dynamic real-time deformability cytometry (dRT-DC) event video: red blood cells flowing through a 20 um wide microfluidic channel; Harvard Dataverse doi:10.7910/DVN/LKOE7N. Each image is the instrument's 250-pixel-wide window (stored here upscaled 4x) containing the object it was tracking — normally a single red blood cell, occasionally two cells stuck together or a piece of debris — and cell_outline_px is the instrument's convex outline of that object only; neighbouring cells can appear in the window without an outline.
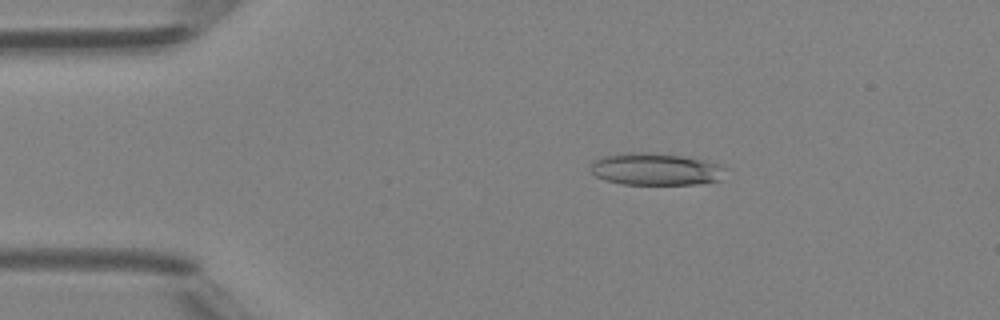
{"species": "Egyptian fruit bat (a non-hibernating species)", "species_latin": "Rousettus aegyptiacus", "temperature_condition": "room temperature", "stored_images_in_passage": 48, "camera_frame_rate_fps": 3000, "um_per_image_px": 0.085, "animal": {"sex": "female"}, "frame": {"image": 1, "passage_image": 9, "time_ms": 2.667, "image_size_px": [1000, 320], "cell_outline_px": [[728, 168], [720, 180], [696, 184], [624, 184], [604, 180], [596, 176], [588, 168], [596, 160], [604, 156], [624, 152], [648, 152], [680, 156], [704, 160], [724, 164]], "centroid_in_image_um": [55.77, 14.38], "position_along_channel_um": 29.2, "area_um2": 25.43}}
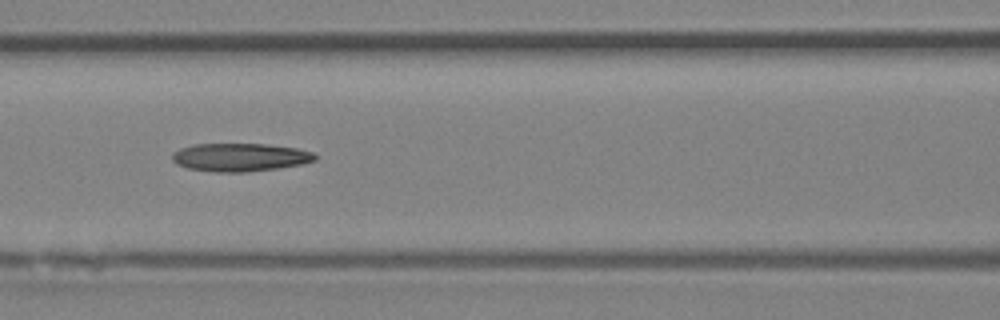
{"frame": {"image": 2, "passage_image": 21, "time_ms": 6.667, "image_size_px": [1000, 320], "cell_outline_px": [[320, 156], [316, 160], [304, 164], [280, 168], [248, 172], [212, 172], [188, 168], [176, 164], [172, 160], [172, 152], [180, 148], [192, 144], [264, 144], [296, 148], [312, 152]], "centroid_in_image_um": [20.42, 13.37], "position_along_channel_um": 146.2, "area_um2": 23.76}}
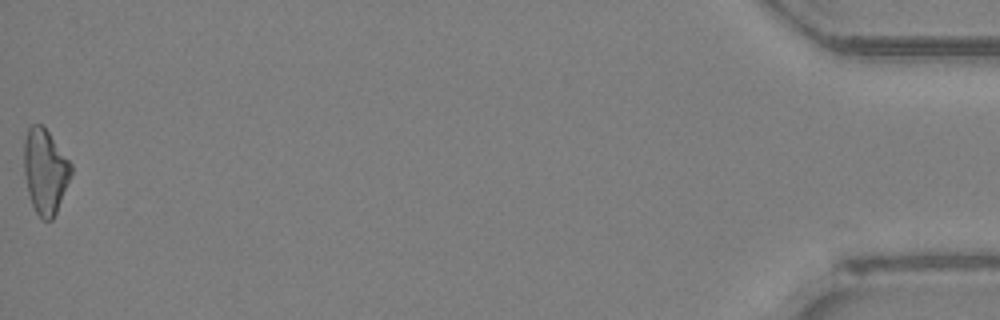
{"frame": {"image": 3, "passage_image": 48, "time_ms": 15.667, "image_size_px": [1000, 320], "cell_outline_px": [[72, 172], [56, 212], [52, 220], [44, 220], [36, 212], [32, 204], [28, 192], [24, 172], [24, 140], [28, 128], [32, 124], [40, 124], [48, 132], [72, 164]], "centroid_in_image_um": [3.83, 14.55], "position_along_channel_um": 431.4, "area_um2": 22.89}}